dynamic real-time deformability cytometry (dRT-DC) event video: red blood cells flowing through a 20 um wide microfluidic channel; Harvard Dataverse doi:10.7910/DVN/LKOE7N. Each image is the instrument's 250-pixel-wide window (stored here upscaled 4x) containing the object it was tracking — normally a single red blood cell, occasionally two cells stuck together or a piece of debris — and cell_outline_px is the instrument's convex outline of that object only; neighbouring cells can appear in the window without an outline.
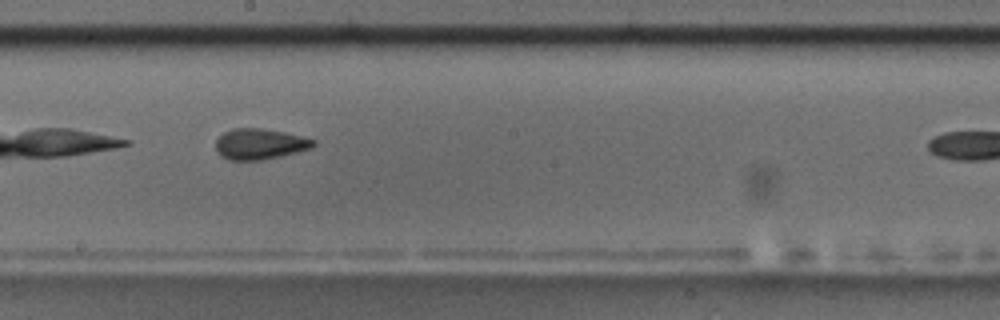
{"species": "common noctule bat (a hibernating species)", "species_latin": "Nyctalus noctula", "temperature_condition": "room temperature", "stored_images_in_passage": 7, "camera_frame_rate_fps": 3000, "um_per_image_px": 0.085, "animal": {"sex": "male", "body_mass_g": 17.5, "forearm_length_mm": 52.3}, "frame": {"image": 1, "passage_image": 6, "time_ms": 1.667, "image_size_px": [1000, 320], "cell_outline_px": [[316, 144], [312, 148], [280, 156], [260, 160], [228, 160], [220, 156], [216, 152], [216, 140], [224, 132], [232, 128], [260, 128], [284, 132], [316, 140]], "centroid_in_image_um": [22.06, 12.24], "position_along_channel_um": 226.1, "area_um2": 17.51}}